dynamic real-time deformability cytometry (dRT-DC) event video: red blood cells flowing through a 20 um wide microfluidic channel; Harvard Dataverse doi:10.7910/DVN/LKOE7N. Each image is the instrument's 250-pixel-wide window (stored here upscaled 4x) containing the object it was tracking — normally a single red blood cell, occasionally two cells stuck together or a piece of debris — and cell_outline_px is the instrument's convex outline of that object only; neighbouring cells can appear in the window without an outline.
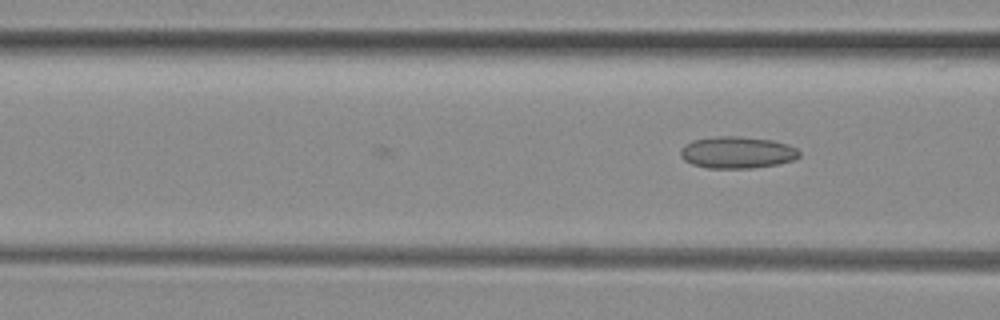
{"species": "common noctule bat (a hibernating species)", "species_latin": "Nyctalus noctula", "temperature_condition": "room temperature", "stored_images_in_passage": 15, "camera_frame_rate_fps": 3000, "um_per_image_px": 0.085, "animal": {"sex": "female", "body_mass_g": 29.2, "forearm_length_mm": 56.3}, "frame": {"image": 1, "passage_image": 15, "time_ms": 4.667, "image_size_px": [1000, 320], "cell_outline_px": [[800, 156], [792, 160], [776, 164], [752, 168], [708, 168], [692, 164], [684, 160], [680, 156], [680, 152], [684, 144], [692, 140], [716, 136], [736, 136], [772, 140], [796, 148], [800, 152]], "centroid_in_image_um": [62.61, 12.95], "position_along_channel_um": 104.0, "area_um2": 21.91}}